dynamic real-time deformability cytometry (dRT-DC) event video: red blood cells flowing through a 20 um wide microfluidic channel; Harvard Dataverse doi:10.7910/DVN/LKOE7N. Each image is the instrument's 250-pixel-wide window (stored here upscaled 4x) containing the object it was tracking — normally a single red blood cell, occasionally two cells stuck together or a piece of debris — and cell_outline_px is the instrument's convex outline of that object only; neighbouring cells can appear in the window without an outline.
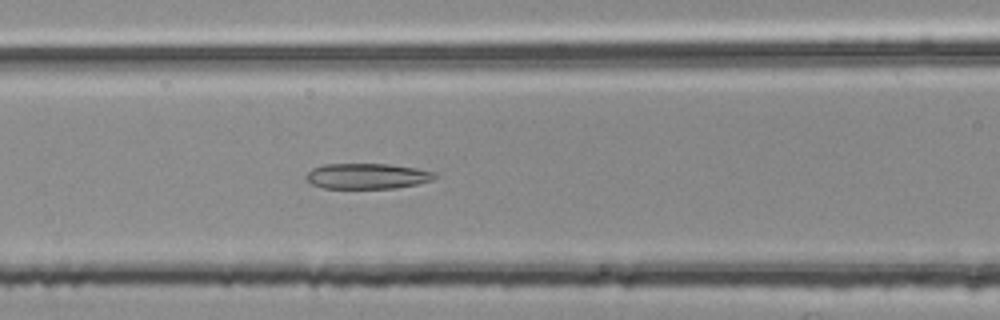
{"species": "common noctule bat (a hibernating species)", "species_latin": "Nyctalus noctula", "temperature_condition": "room temperature", "stored_images_in_passage": 39, "camera_frame_rate_fps": 3000, "um_per_image_px": 0.085, "animal": {"sex": "female", "body_mass_g": 25.1}, "frame": {"image": 1, "passage_image": 8, "time_ms": 2.333, "image_size_px": [1000, 320], "cell_outline_px": [[440, 176], [432, 180], [416, 184], [396, 188], [324, 188], [312, 184], [304, 176], [312, 168], [324, 164], [388, 164], [416, 168], [436, 172]], "centroid_in_image_um": [31.24, 14.96], "position_along_channel_um": 135.4, "area_um2": 19.19}}
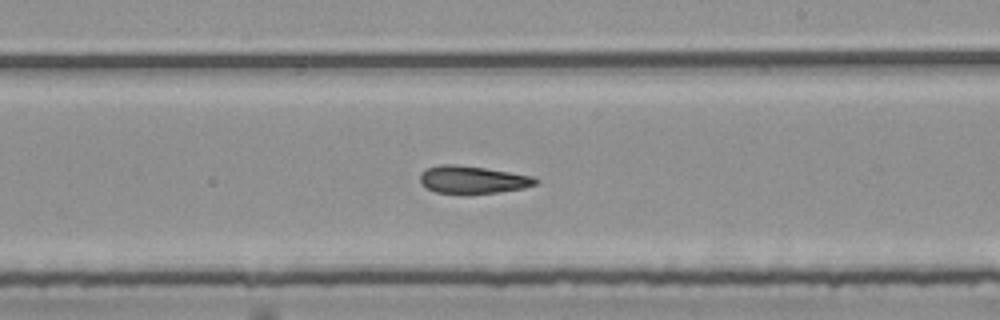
{"frame": {"image": 2, "passage_image": 17, "time_ms": 5.333, "image_size_px": [1000, 320], "cell_outline_px": [[540, 180], [536, 184], [524, 188], [496, 192], [464, 196], [436, 192], [428, 188], [420, 180], [420, 172], [428, 168], [440, 164], [452, 164], [484, 168], [532, 176]], "centroid_in_image_um": [40.16, 15.3], "position_along_channel_um": 248.8, "area_um2": 18.79}}
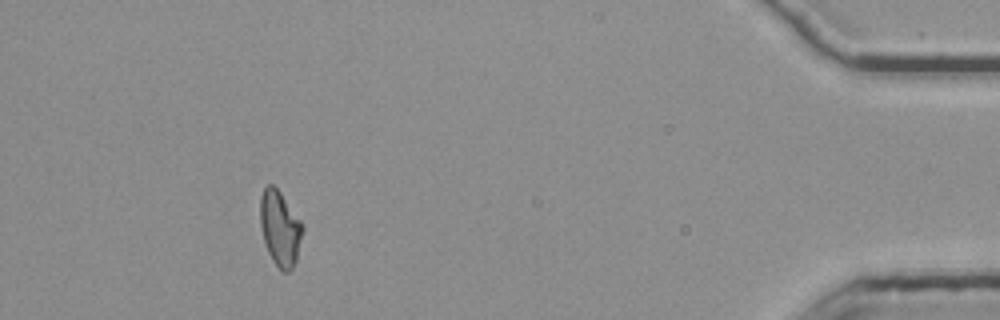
{"frame": {"image": 3, "passage_image": 35, "time_ms": 11.333, "image_size_px": [1000, 320], "cell_outline_px": [[304, 228], [296, 260], [292, 268], [288, 272], [284, 272], [272, 260], [268, 252], [264, 240], [260, 224], [260, 200], [264, 188], [268, 184], [272, 184], [280, 192], [304, 224]], "centroid_in_image_um": [23.81, 19.39], "position_along_channel_um": 411.4, "area_um2": 18.44}, "authors_computed_cell_mechanics": {"area_um2": 18.7272, "velocity_mm_per_s": 3.7902, "shape_relaxation_time_tau1_ms": null, "shape_relaxation_time_tau2_ms": 3.5699, "deformation_change_tau1": null, "deformation_change_tau2": 0.1155}}